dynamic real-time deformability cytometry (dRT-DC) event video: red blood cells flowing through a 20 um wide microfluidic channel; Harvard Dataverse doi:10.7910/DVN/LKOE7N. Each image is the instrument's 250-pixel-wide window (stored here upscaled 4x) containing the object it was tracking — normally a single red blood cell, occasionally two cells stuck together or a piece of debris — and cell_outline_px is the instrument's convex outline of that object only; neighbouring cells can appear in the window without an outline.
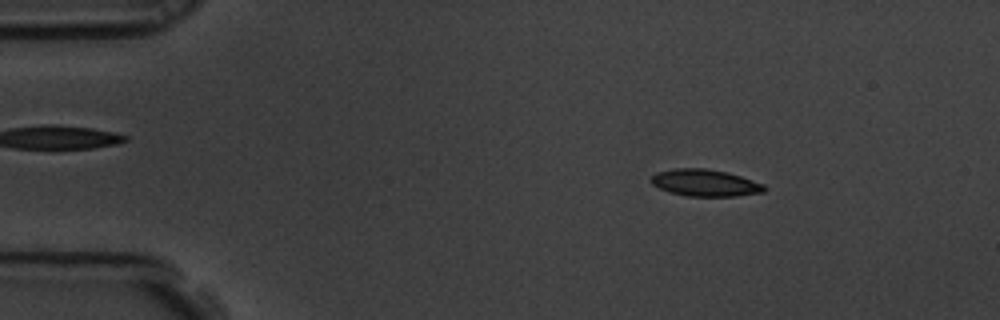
{"species": "common noctule bat (a hibernating species)", "species_latin": "Nyctalus noctula", "temperature_condition": "room temperature", "stored_images_in_passage": 4, "camera_frame_rate_fps": 3000, "um_per_image_px": 0.085, "animal": {"sex": "male", "body_mass_g": 19.5, "forearm_length_mm": 54.6}, "frame": {"image": 1, "passage_image": 2, "time_ms": 0.333, "image_size_px": [1000, 320], "cell_outline_px": [[768, 188], [764, 192], [736, 196], [688, 196], [668, 192], [652, 184], [652, 176], [656, 172], [676, 168], [704, 168], [728, 172], [764, 184]], "centroid_in_image_um": [59.96, 15.54], "position_along_channel_um": 25.0, "area_um2": 17.74}}